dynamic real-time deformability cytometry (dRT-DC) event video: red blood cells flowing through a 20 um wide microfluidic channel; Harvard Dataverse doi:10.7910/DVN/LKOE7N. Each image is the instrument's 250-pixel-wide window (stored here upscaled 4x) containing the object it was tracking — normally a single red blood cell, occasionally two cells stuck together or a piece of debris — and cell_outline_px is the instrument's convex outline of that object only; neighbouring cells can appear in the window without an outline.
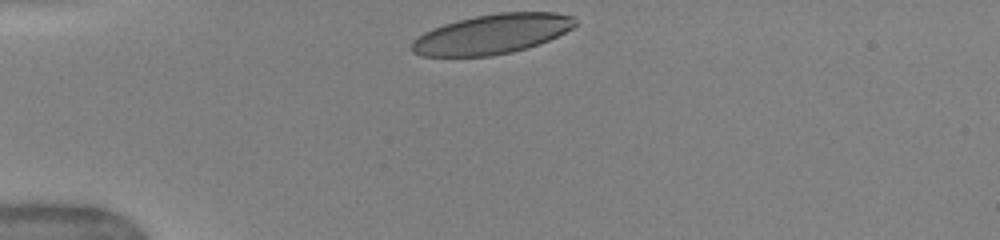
{"species": "human", "species_latin": "Homo sapiens", "temperature_condition": "warm", "stored_images_in_passage": 5, "camera_frame_rate_fps": 3000, "um_per_image_px": 0.085, "donor": {"sex": "female"}, "frame": {"image": 1, "passage_image": 1, "time_ms": 0.0, "image_size_px": [1000, 240], "cell_outline_px": [[576, 24], [572, 28], [540, 44], [512, 52], [492, 56], [420, 56], [412, 52], [412, 40], [424, 32], [432, 28], [456, 20], [476, 16], [500, 12], [556, 12], [572, 16], [576, 20]], "centroid_in_image_um": [41.8, 2.9], "position_along_channel_um": 43.2, "area_um2": 37.8}}